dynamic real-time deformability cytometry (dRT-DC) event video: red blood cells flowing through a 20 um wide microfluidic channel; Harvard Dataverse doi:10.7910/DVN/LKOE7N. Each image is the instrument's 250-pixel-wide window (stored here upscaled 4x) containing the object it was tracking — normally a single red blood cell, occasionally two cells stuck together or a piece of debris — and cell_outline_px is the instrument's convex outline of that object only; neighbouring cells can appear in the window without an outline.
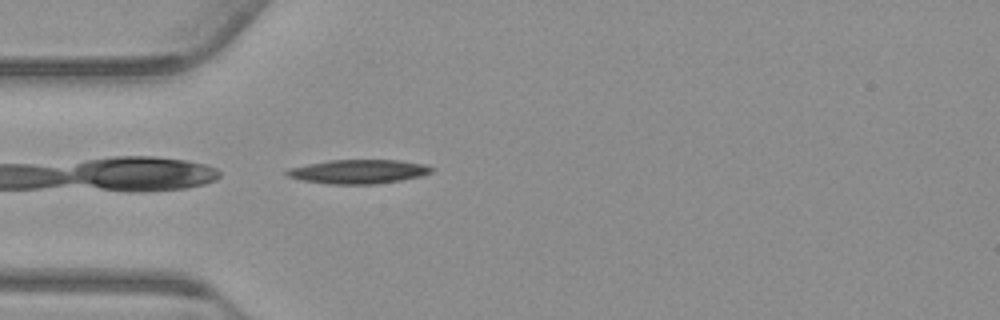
{"species": "common noctule bat (a hibernating species)", "species_latin": "Nyctalus noctula", "temperature_condition": "warm", "stored_images_in_passage": 40, "camera_frame_rate_fps": 3000, "um_per_image_px": 0.085, "animal": {"sex": "male", "body_mass_g": 23.1, "forearm_length_mm": 52.7}, "frame": {"image": 1, "passage_image": 1, "time_ms": 0.0, "image_size_px": [1000, 320], "cell_outline_px": [[436, 168], [432, 172], [420, 176], [400, 180], [376, 184], [328, 184], [304, 180], [288, 176], [284, 172], [288, 168], [308, 164], [332, 160], [400, 160], [424, 164]], "centroid_in_image_um": [30.5, 14.58], "position_along_channel_um": 54.5, "area_um2": 20.17}}
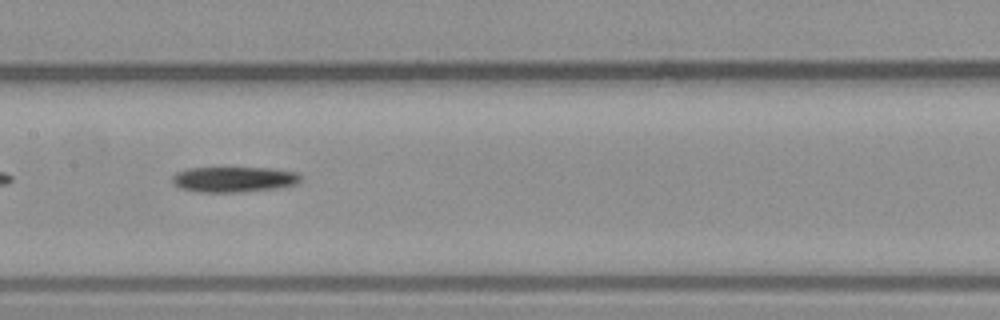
{"frame": {"image": 2, "passage_image": 12, "time_ms": 3.667, "image_size_px": [1000, 320], "cell_outline_px": [[300, 180], [296, 184], [276, 188], [240, 192], [200, 192], [180, 188], [172, 180], [172, 176], [176, 172], [188, 168], [268, 168], [296, 172], [300, 176]], "centroid_in_image_um": [19.86, 15.24], "position_along_channel_um": 187.5, "area_um2": 18.84}}
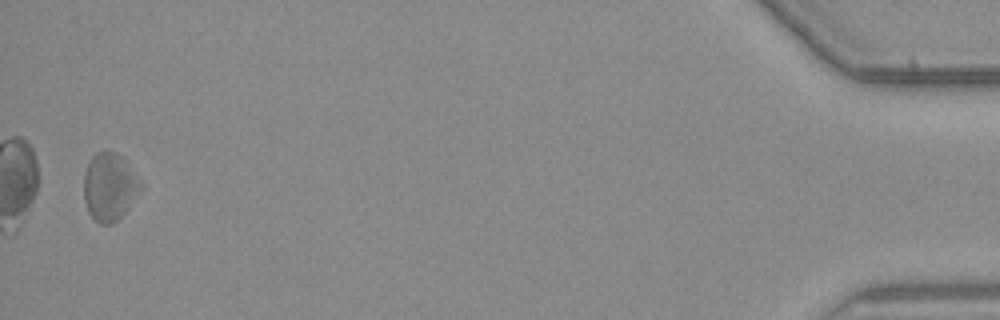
{"frame": {"image": 3, "passage_image": 39, "time_ms": 12.667, "image_size_px": [1000, 320], "cell_outline_px": [[144, 188], [128, 208], [112, 224], [100, 224], [88, 212], [84, 200], [84, 172], [92, 156], [96, 152], [104, 148], [116, 152], [124, 156], [144, 184]], "centroid_in_image_um": [9.35, 15.81], "position_along_channel_um": 425.9, "area_um2": 23.06}}